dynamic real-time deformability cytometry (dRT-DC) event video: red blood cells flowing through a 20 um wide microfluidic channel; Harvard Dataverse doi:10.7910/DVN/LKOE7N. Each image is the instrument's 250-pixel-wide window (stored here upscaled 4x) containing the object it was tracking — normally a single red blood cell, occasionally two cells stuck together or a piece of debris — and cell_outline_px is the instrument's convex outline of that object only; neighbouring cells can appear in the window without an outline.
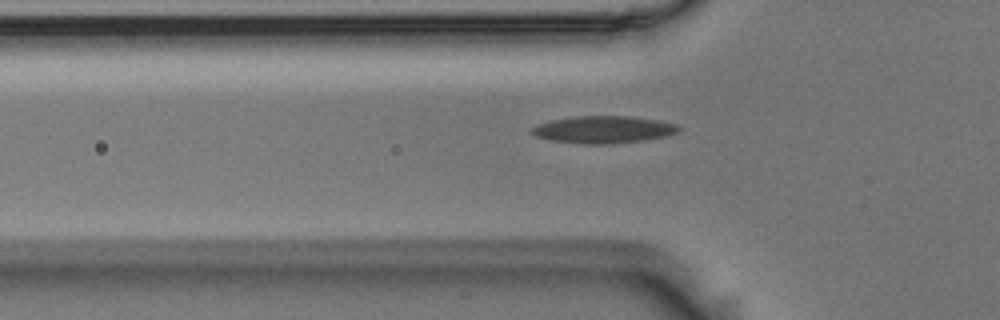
{"species": "Egyptian fruit bat (a non-hibernating species)", "species_latin": "Rousettus aegyptiacus", "temperature_condition": "room temperature", "stored_images_in_passage": 38, "camera_frame_rate_fps": 3000, "um_per_image_px": 0.085, "animal": {"sex": "male"}, "frame": {"image": 1, "passage_image": 4, "time_ms": 1.0, "image_size_px": [1000, 320], "cell_outline_px": [[684, 128], [676, 132], [664, 136], [640, 140], [612, 144], [580, 144], [552, 140], [536, 136], [532, 132], [532, 128], [540, 124], [552, 120], [572, 116], [632, 116], [656, 120], [676, 124]], "centroid_in_image_um": [51.3, 11.01], "position_along_channel_um": 74.5, "area_um2": 23.06}}
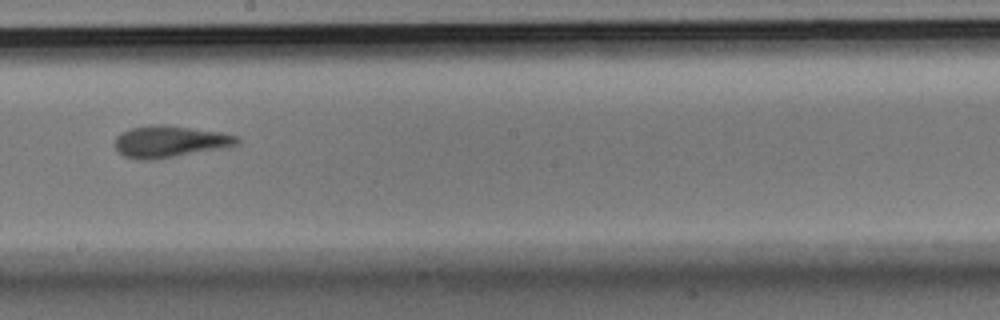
{"frame": {"image": 2, "passage_image": 17, "time_ms": 5.333, "image_size_px": [1000, 320], "cell_outline_px": [[240, 144], [220, 148], [152, 160], [140, 160], [124, 156], [116, 148], [116, 136], [120, 132], [132, 128], [152, 124], [168, 124], [220, 132], [240, 136]], "centroid_in_image_um": [14.44, 12.01], "position_along_channel_um": 233.8, "area_um2": 22.54}}
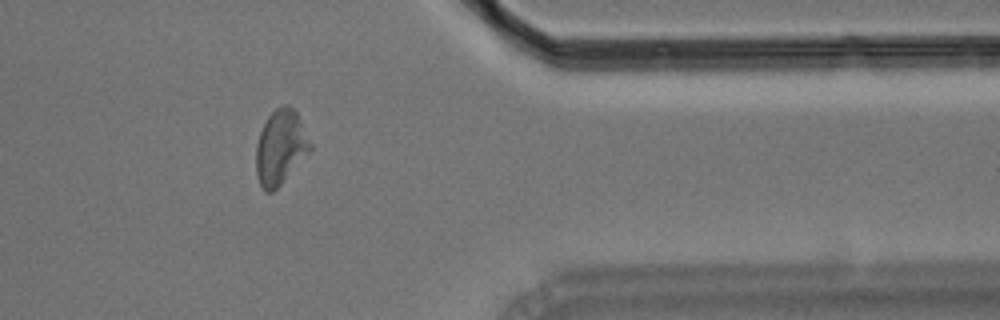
{"frame": {"image": 3, "passage_image": 31, "time_ms": 10.0, "image_size_px": [1000, 320], "cell_outline_px": [[312, 148], [280, 184], [272, 192], [264, 192], [256, 176], [256, 144], [260, 132], [268, 116], [276, 108], [284, 104], [288, 104], [296, 112], [312, 144]], "centroid_in_image_um": [23.82, 12.51], "position_along_channel_um": 387.6, "area_um2": 23.18}}